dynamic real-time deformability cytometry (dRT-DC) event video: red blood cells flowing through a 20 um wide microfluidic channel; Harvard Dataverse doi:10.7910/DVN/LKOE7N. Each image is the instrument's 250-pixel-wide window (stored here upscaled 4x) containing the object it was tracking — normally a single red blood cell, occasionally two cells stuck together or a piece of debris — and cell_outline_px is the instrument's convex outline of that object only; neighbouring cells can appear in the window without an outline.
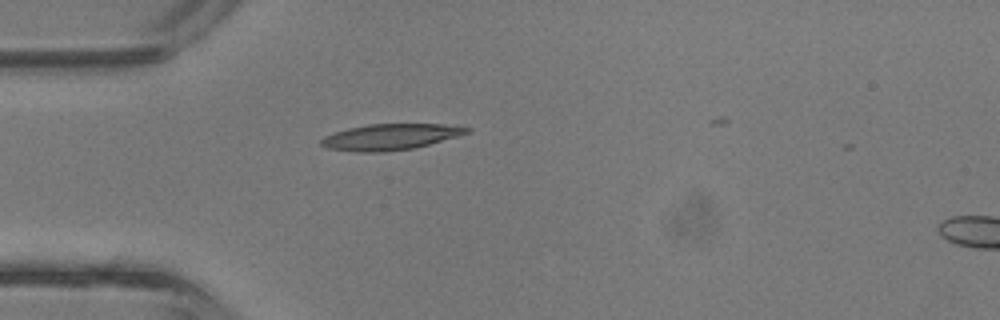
{"species": "common noctule bat (a hibernating species)", "species_latin": "Nyctalus noctula", "temperature_condition": "room temperature", "stored_images_in_passage": 2, "camera_frame_rate_fps": 3000, "um_per_image_px": 0.085, "animal": {"sex": "male", "body_mass_g": 13.3}, "frame": {"image": 1, "passage_image": 1, "time_ms": 0.0, "image_size_px": [1000, 320], "cell_outline_px": [[472, 132], [428, 144], [412, 148], [384, 152], [352, 152], [328, 148], [320, 144], [320, 140], [324, 136], [348, 128], [368, 124], [440, 124], [472, 128]], "centroid_in_image_um": [33.15, 11.64], "position_along_channel_um": 51.8, "area_um2": 21.96}}